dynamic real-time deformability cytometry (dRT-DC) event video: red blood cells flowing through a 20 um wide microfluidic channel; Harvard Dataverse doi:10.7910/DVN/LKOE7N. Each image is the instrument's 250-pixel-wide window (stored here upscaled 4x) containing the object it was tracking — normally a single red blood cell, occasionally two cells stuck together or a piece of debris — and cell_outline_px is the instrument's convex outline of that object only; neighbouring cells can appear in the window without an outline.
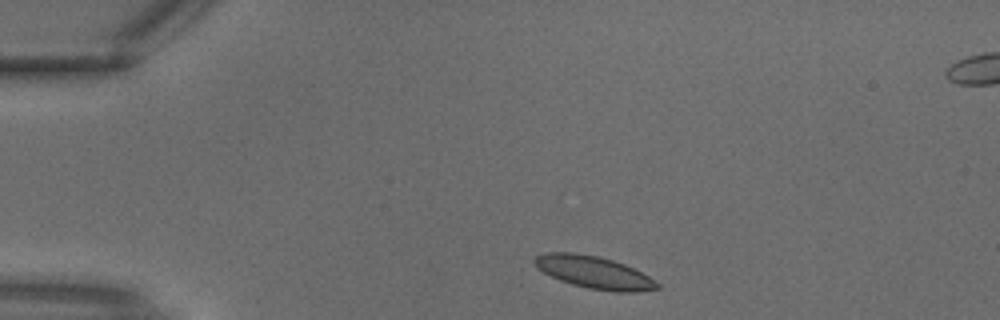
{"species": "common noctule bat (a hibernating species)", "species_latin": "Nyctalus noctula", "temperature_condition": "warm", "stored_images_in_passage": 2, "camera_frame_rate_fps": 3000, "um_per_image_px": 0.085, "animal": {"sex": "male", "body_mass_g": 18.8}, "frame": {"image": 1, "passage_image": 1, "time_ms": 0.0, "image_size_px": [1000, 320], "cell_outline_px": [[660, 288], [636, 292], [616, 292], [588, 288], [572, 284], [560, 280], [536, 268], [532, 260], [536, 256], [544, 252], [576, 252], [596, 256], [612, 260], [624, 264], [648, 276], [660, 284]], "centroid_in_image_um": [50.46, 23.14], "position_along_channel_um": 34.5, "area_um2": 23.06}}